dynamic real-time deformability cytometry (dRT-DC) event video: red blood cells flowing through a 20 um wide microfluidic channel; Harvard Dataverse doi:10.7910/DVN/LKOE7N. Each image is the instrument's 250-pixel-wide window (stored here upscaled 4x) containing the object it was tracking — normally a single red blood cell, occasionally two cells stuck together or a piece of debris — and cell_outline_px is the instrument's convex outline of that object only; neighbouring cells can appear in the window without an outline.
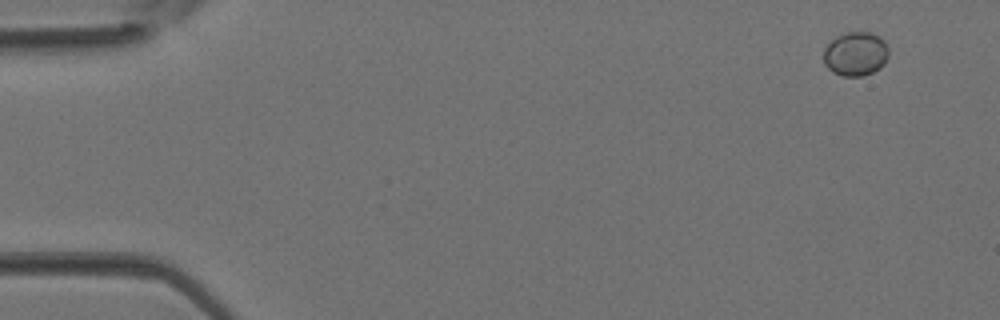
{"species": "Egyptian fruit bat (a non-hibernating species)", "species_latin": "Rousettus aegyptiacus", "temperature_condition": "room temperature", "stored_images_in_passage": 3, "camera_frame_rate_fps": 3000, "um_per_image_px": 0.085, "animal": {"sex": "female"}, "frame": {"image": 1, "passage_image": 1, "time_ms": 0.0, "image_size_px": [1000, 320], "cell_outline_px": [[888, 56], [884, 64], [880, 68], [864, 76], [844, 76], [832, 72], [824, 64], [824, 48], [836, 36], [844, 32], [872, 32], [880, 36], [884, 40], [888, 48]], "centroid_in_image_um": [72.73, 4.57], "position_along_channel_um": 12.3, "area_um2": 16.88}}
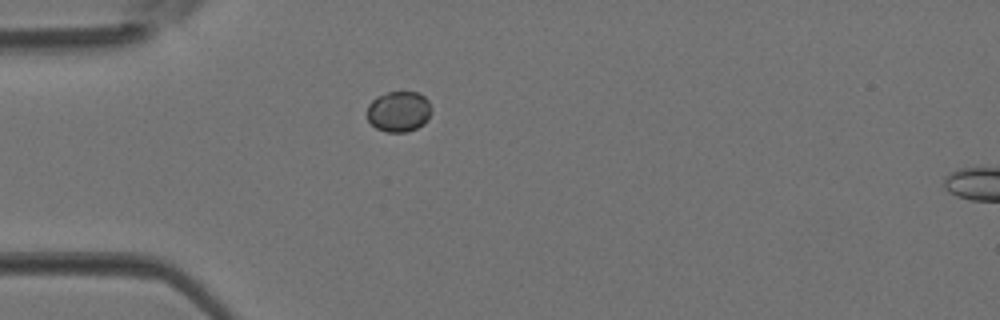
{"frame": {"image": 2, "passage_image": 3, "time_ms": 0.667, "image_size_px": [1000, 320], "cell_outline_px": [[432, 112], [428, 120], [424, 124], [416, 128], [404, 132], [388, 132], [376, 128], [368, 120], [368, 104], [376, 96], [388, 92], [420, 92], [428, 100], [432, 108]], "centroid_in_image_um": [33.93, 9.46], "position_along_channel_um": 51.1, "area_um2": 15.37}}